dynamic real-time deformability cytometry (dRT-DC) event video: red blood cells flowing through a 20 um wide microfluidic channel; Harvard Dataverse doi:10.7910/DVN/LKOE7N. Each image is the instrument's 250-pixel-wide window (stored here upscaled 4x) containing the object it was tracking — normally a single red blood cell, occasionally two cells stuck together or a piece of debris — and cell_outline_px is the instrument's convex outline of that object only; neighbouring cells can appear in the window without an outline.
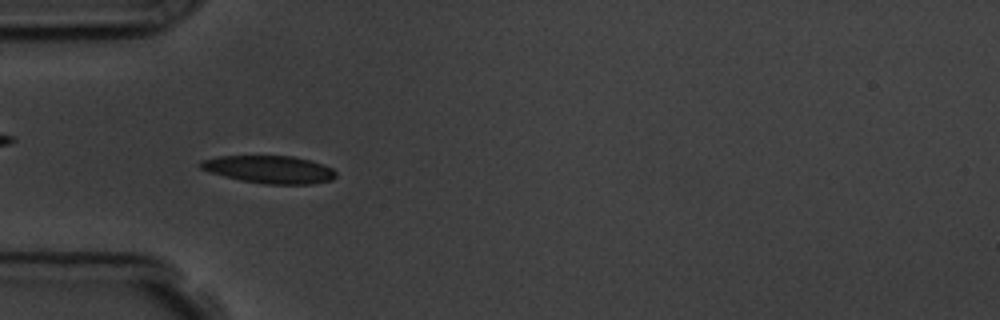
{"species": "common noctule bat (a hibernating species)", "species_latin": "Nyctalus noctula", "temperature_condition": "room temperature", "stored_images_in_passage": 56, "camera_frame_rate_fps": 3000, "um_per_image_px": 0.085, "animal": {"sex": "male", "body_mass_g": 19.5, "forearm_length_mm": 54.6}, "frame": {"image": 1, "passage_image": 17, "time_ms": 5.333, "image_size_px": [1000, 320], "cell_outline_px": [[336, 176], [332, 180], [312, 184], [264, 184], [240, 180], [208, 172], [200, 168], [196, 164], [200, 160], [220, 156], [292, 156], [312, 160], [324, 164], [332, 168], [336, 172]], "centroid_in_image_um": [22.89, 14.4], "position_along_channel_um": 62.1, "area_um2": 22.08}}
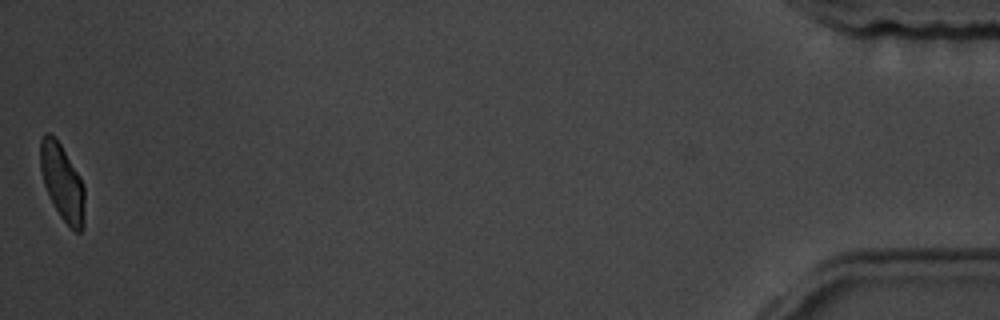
{"frame": {"image": 2, "passage_image": 56, "time_ms": 18.333, "image_size_px": [1000, 320], "cell_outline_px": [[84, 228], [80, 232], [76, 232], [60, 216], [44, 184], [40, 168], [40, 140], [44, 132], [48, 132], [60, 144], [80, 176], [84, 184]], "centroid_in_image_um": [5.3, 15.49], "position_along_channel_um": 429.9, "area_um2": 19.42}, "authors_computed_cell_mechanics": {"area_um2": 21.1548, "velocity_mm_per_s": 3.59, "shape_relaxation_time_tau1_ms": 3.3322, "shape_relaxation_time_tau2_ms": 2.022, "deformation_change_tau1": 0.1185, "deformation_change_tau2": 0.0716}}